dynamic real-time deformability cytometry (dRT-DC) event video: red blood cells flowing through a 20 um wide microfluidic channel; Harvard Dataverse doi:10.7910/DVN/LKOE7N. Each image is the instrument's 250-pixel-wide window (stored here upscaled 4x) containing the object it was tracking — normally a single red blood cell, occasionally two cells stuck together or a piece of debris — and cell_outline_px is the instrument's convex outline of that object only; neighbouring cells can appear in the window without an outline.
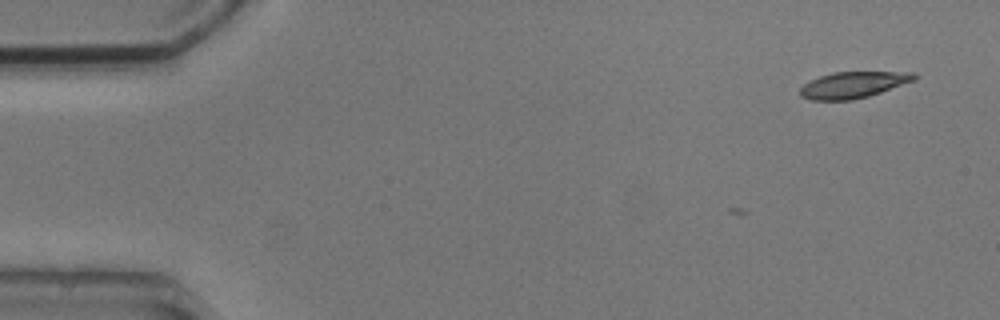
{"species": "common noctule bat (a hibernating species)", "species_latin": "Nyctalus noctula", "temperature_condition": "cold", "stored_images_in_passage": 6, "camera_frame_rate_fps": 3000, "um_per_image_px": 0.085, "animal": {"sex": "male", "body_mass_g": 20.5, "forearm_length_mm": 52.5}, "frame": {"image": 1, "passage_image": 2, "time_ms": 1.333, "image_size_px": [1000, 320], "cell_outline_px": [[916, 80], [868, 96], [852, 100], [812, 100], [800, 96], [800, 88], [804, 84], [820, 76], [832, 72], [916, 72]], "centroid_in_image_um": [72.52, 7.21], "position_along_channel_um": 12.5, "area_um2": 17.4}}
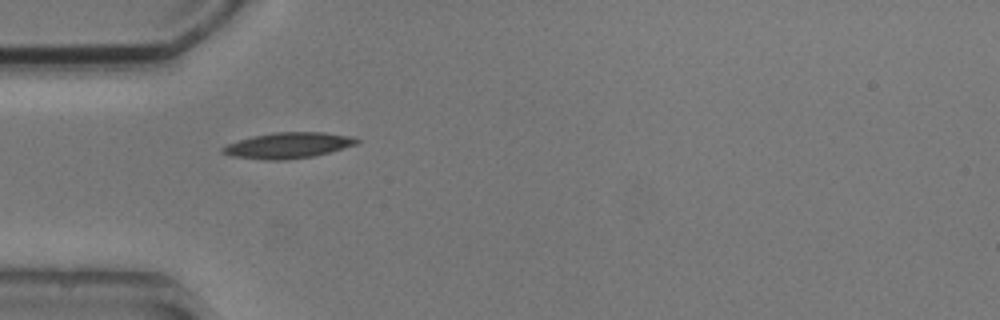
{"frame": {"image": 2, "passage_image": 5, "time_ms": 5.667, "image_size_px": [1000, 320], "cell_outline_px": [[360, 140], [356, 144], [328, 152], [312, 156], [284, 160], [264, 160], [232, 156], [220, 152], [220, 148], [228, 144], [252, 136], [272, 132], [324, 132], [356, 136]], "centroid_in_image_um": [24.49, 12.35], "position_along_channel_um": 60.5, "area_um2": 20.17}}